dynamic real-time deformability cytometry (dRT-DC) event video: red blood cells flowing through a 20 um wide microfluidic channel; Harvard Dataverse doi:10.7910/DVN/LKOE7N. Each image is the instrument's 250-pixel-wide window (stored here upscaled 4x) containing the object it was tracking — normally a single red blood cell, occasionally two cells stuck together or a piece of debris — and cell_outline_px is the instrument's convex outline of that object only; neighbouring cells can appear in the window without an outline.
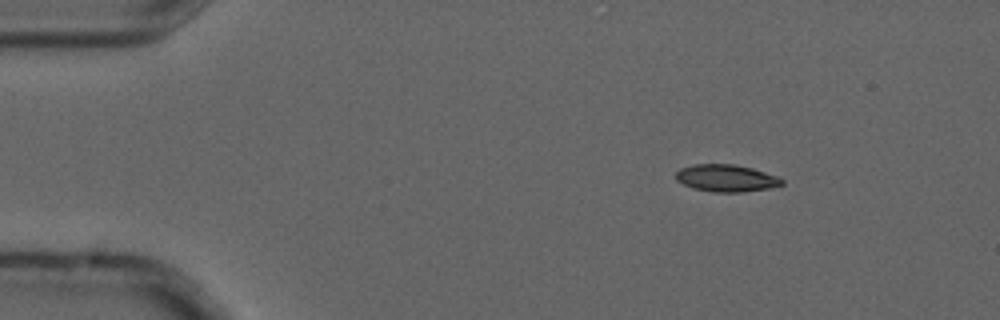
{"species": "common noctule bat (a hibernating species)", "species_latin": "Nyctalus noctula", "temperature_condition": "cold", "stored_images_in_passage": 6, "camera_frame_rate_fps": 3000, "um_per_image_px": 0.085, "animal": {"sex": "male", "forearm_length_mm": 52.5}, "frame": {"image": 1, "passage_image": 1, "time_ms": 0.0, "image_size_px": [1000, 320], "cell_outline_px": [[784, 184], [768, 188], [744, 192], [716, 192], [696, 188], [684, 184], [676, 180], [676, 172], [680, 168], [692, 164], [736, 164], [752, 168], [776, 176], [784, 180]], "centroid_in_image_um": [61.73, 15.13], "position_along_channel_um": 23.3, "area_um2": 16.65}}
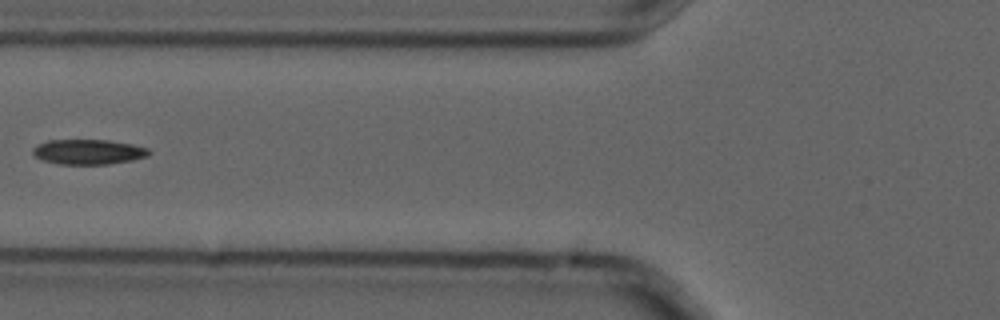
{"frame": {"image": 2, "passage_image": 5, "time_ms": 1.333, "image_size_px": [1000, 320], "cell_outline_px": [[152, 152], [148, 156], [132, 160], [108, 164], [60, 164], [44, 160], [36, 156], [32, 152], [32, 148], [48, 140], [108, 140], [132, 144], [148, 148]], "centroid_in_image_um": [7.55, 12.9], "position_along_channel_um": 118.3, "area_um2": 16.82}}
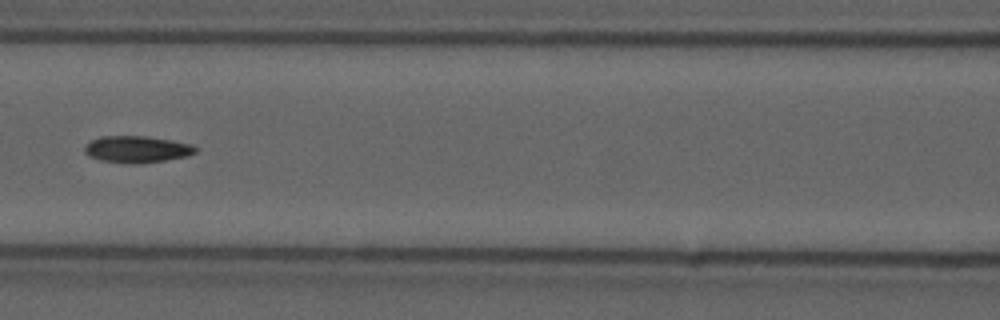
{"frame": {"image": 3, "passage_image": 6, "time_ms": 1.667, "image_size_px": [1000, 320], "cell_outline_px": [[196, 152], [188, 156], [140, 164], [124, 164], [100, 160], [88, 156], [84, 152], [84, 144], [100, 136], [148, 136], [172, 140], [192, 144], [196, 148]], "centroid_in_image_um": [11.6, 12.69], "position_along_channel_um": 155.0, "area_um2": 17.57}}